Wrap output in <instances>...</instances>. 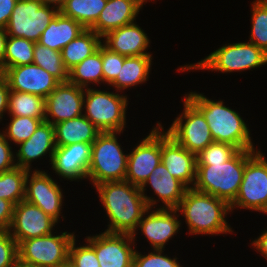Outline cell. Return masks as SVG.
I'll use <instances>...</instances> for the list:
<instances>
[{"mask_svg": "<svg viewBox=\"0 0 267 267\" xmlns=\"http://www.w3.org/2000/svg\"><path fill=\"white\" fill-rule=\"evenodd\" d=\"M151 62L152 55L126 57L119 74L109 85L115 87L118 92L143 84L149 77Z\"/></svg>", "mask_w": 267, "mask_h": 267, "instance_id": "4316f807", "label": "cell"}, {"mask_svg": "<svg viewBox=\"0 0 267 267\" xmlns=\"http://www.w3.org/2000/svg\"><path fill=\"white\" fill-rule=\"evenodd\" d=\"M8 114L10 116L45 118V99L30 93L10 90Z\"/></svg>", "mask_w": 267, "mask_h": 267, "instance_id": "4dcf8cb0", "label": "cell"}, {"mask_svg": "<svg viewBox=\"0 0 267 267\" xmlns=\"http://www.w3.org/2000/svg\"><path fill=\"white\" fill-rule=\"evenodd\" d=\"M95 188L110 221L105 232L130 234L135 241L138 223L149 209L140 187L122 180L103 182Z\"/></svg>", "mask_w": 267, "mask_h": 267, "instance_id": "6da1fadb", "label": "cell"}, {"mask_svg": "<svg viewBox=\"0 0 267 267\" xmlns=\"http://www.w3.org/2000/svg\"><path fill=\"white\" fill-rule=\"evenodd\" d=\"M267 64V53L250 42L223 45L198 63L188 64L179 71L193 69L214 70L222 73L250 70Z\"/></svg>", "mask_w": 267, "mask_h": 267, "instance_id": "8992f818", "label": "cell"}, {"mask_svg": "<svg viewBox=\"0 0 267 267\" xmlns=\"http://www.w3.org/2000/svg\"><path fill=\"white\" fill-rule=\"evenodd\" d=\"M18 145L20 148L15 154L16 167L31 171V162L41 158L48 152L51 162L56 149L54 125L43 121L28 140Z\"/></svg>", "mask_w": 267, "mask_h": 267, "instance_id": "603a6c76", "label": "cell"}, {"mask_svg": "<svg viewBox=\"0 0 267 267\" xmlns=\"http://www.w3.org/2000/svg\"><path fill=\"white\" fill-rule=\"evenodd\" d=\"M35 43L22 37L7 36L3 73L11 67L32 64Z\"/></svg>", "mask_w": 267, "mask_h": 267, "instance_id": "1f68e13d", "label": "cell"}, {"mask_svg": "<svg viewBox=\"0 0 267 267\" xmlns=\"http://www.w3.org/2000/svg\"><path fill=\"white\" fill-rule=\"evenodd\" d=\"M140 9L131 0H107L106 6L90 29L103 37L111 30L133 23Z\"/></svg>", "mask_w": 267, "mask_h": 267, "instance_id": "cb8c5ba5", "label": "cell"}, {"mask_svg": "<svg viewBox=\"0 0 267 267\" xmlns=\"http://www.w3.org/2000/svg\"><path fill=\"white\" fill-rule=\"evenodd\" d=\"M7 33L5 29L0 28V69L3 74V60L5 55V47L7 41Z\"/></svg>", "mask_w": 267, "mask_h": 267, "instance_id": "7dc6e473", "label": "cell"}, {"mask_svg": "<svg viewBox=\"0 0 267 267\" xmlns=\"http://www.w3.org/2000/svg\"><path fill=\"white\" fill-rule=\"evenodd\" d=\"M15 153L12 151L8 140L0 132V173L12 170L16 167Z\"/></svg>", "mask_w": 267, "mask_h": 267, "instance_id": "b9f144b4", "label": "cell"}, {"mask_svg": "<svg viewBox=\"0 0 267 267\" xmlns=\"http://www.w3.org/2000/svg\"><path fill=\"white\" fill-rule=\"evenodd\" d=\"M258 1H260L261 3L267 4V0H258Z\"/></svg>", "mask_w": 267, "mask_h": 267, "instance_id": "f5cc1de1", "label": "cell"}, {"mask_svg": "<svg viewBox=\"0 0 267 267\" xmlns=\"http://www.w3.org/2000/svg\"><path fill=\"white\" fill-rule=\"evenodd\" d=\"M17 0H0V28L5 29Z\"/></svg>", "mask_w": 267, "mask_h": 267, "instance_id": "ee69618b", "label": "cell"}, {"mask_svg": "<svg viewBox=\"0 0 267 267\" xmlns=\"http://www.w3.org/2000/svg\"><path fill=\"white\" fill-rule=\"evenodd\" d=\"M56 223L39 207L24 199L14 205L13 218L8 232L19 244L30 238L51 234Z\"/></svg>", "mask_w": 267, "mask_h": 267, "instance_id": "5bb4252c", "label": "cell"}, {"mask_svg": "<svg viewBox=\"0 0 267 267\" xmlns=\"http://www.w3.org/2000/svg\"><path fill=\"white\" fill-rule=\"evenodd\" d=\"M10 123L3 134L8 141L16 145L28 140L45 118L10 116Z\"/></svg>", "mask_w": 267, "mask_h": 267, "instance_id": "e575fe53", "label": "cell"}, {"mask_svg": "<svg viewBox=\"0 0 267 267\" xmlns=\"http://www.w3.org/2000/svg\"><path fill=\"white\" fill-rule=\"evenodd\" d=\"M238 151L235 146L214 141L196 155V162L197 165L225 163Z\"/></svg>", "mask_w": 267, "mask_h": 267, "instance_id": "8d00e7d4", "label": "cell"}, {"mask_svg": "<svg viewBox=\"0 0 267 267\" xmlns=\"http://www.w3.org/2000/svg\"><path fill=\"white\" fill-rule=\"evenodd\" d=\"M121 132H101L92 143L91 161L87 178L94 184L125 180L128 154H124L118 143Z\"/></svg>", "mask_w": 267, "mask_h": 267, "instance_id": "5b68a950", "label": "cell"}, {"mask_svg": "<svg viewBox=\"0 0 267 267\" xmlns=\"http://www.w3.org/2000/svg\"><path fill=\"white\" fill-rule=\"evenodd\" d=\"M14 204L0 198V232L9 230L13 218Z\"/></svg>", "mask_w": 267, "mask_h": 267, "instance_id": "7bdbcfd3", "label": "cell"}, {"mask_svg": "<svg viewBox=\"0 0 267 267\" xmlns=\"http://www.w3.org/2000/svg\"><path fill=\"white\" fill-rule=\"evenodd\" d=\"M59 267H77V266L70 258H68Z\"/></svg>", "mask_w": 267, "mask_h": 267, "instance_id": "681fc988", "label": "cell"}, {"mask_svg": "<svg viewBox=\"0 0 267 267\" xmlns=\"http://www.w3.org/2000/svg\"><path fill=\"white\" fill-rule=\"evenodd\" d=\"M9 92L8 82L2 76L0 78V120H2L3 114L8 111Z\"/></svg>", "mask_w": 267, "mask_h": 267, "instance_id": "f6af8a7d", "label": "cell"}, {"mask_svg": "<svg viewBox=\"0 0 267 267\" xmlns=\"http://www.w3.org/2000/svg\"><path fill=\"white\" fill-rule=\"evenodd\" d=\"M126 95L86 88L83 114L101 132H123L126 123Z\"/></svg>", "mask_w": 267, "mask_h": 267, "instance_id": "52a82bcc", "label": "cell"}, {"mask_svg": "<svg viewBox=\"0 0 267 267\" xmlns=\"http://www.w3.org/2000/svg\"><path fill=\"white\" fill-rule=\"evenodd\" d=\"M17 261V242L8 231L0 232V267H14Z\"/></svg>", "mask_w": 267, "mask_h": 267, "instance_id": "60d3db41", "label": "cell"}, {"mask_svg": "<svg viewBox=\"0 0 267 267\" xmlns=\"http://www.w3.org/2000/svg\"><path fill=\"white\" fill-rule=\"evenodd\" d=\"M33 63L42 67L60 82L68 81V70L65 68L61 51L50 49L36 42L34 46Z\"/></svg>", "mask_w": 267, "mask_h": 267, "instance_id": "836d02e7", "label": "cell"}, {"mask_svg": "<svg viewBox=\"0 0 267 267\" xmlns=\"http://www.w3.org/2000/svg\"><path fill=\"white\" fill-rule=\"evenodd\" d=\"M183 100V112L166 132L178 144L197 155L214 140L202 112L186 96Z\"/></svg>", "mask_w": 267, "mask_h": 267, "instance_id": "8fae6325", "label": "cell"}, {"mask_svg": "<svg viewBox=\"0 0 267 267\" xmlns=\"http://www.w3.org/2000/svg\"><path fill=\"white\" fill-rule=\"evenodd\" d=\"M163 250L154 249L148 255H142L135 251L133 257V267H181L177 258L171 259L162 255Z\"/></svg>", "mask_w": 267, "mask_h": 267, "instance_id": "74e56055", "label": "cell"}, {"mask_svg": "<svg viewBox=\"0 0 267 267\" xmlns=\"http://www.w3.org/2000/svg\"><path fill=\"white\" fill-rule=\"evenodd\" d=\"M250 43L267 53V4L258 0L252 2Z\"/></svg>", "mask_w": 267, "mask_h": 267, "instance_id": "d590c367", "label": "cell"}, {"mask_svg": "<svg viewBox=\"0 0 267 267\" xmlns=\"http://www.w3.org/2000/svg\"><path fill=\"white\" fill-rule=\"evenodd\" d=\"M39 1L42 2L44 5L53 4V6L60 9V7L65 3L66 0H39Z\"/></svg>", "mask_w": 267, "mask_h": 267, "instance_id": "c3c4849f", "label": "cell"}, {"mask_svg": "<svg viewBox=\"0 0 267 267\" xmlns=\"http://www.w3.org/2000/svg\"><path fill=\"white\" fill-rule=\"evenodd\" d=\"M74 233L47 234L30 238L18 244V260L37 267H59L69 258V249Z\"/></svg>", "mask_w": 267, "mask_h": 267, "instance_id": "ba28073f", "label": "cell"}, {"mask_svg": "<svg viewBox=\"0 0 267 267\" xmlns=\"http://www.w3.org/2000/svg\"><path fill=\"white\" fill-rule=\"evenodd\" d=\"M85 241L94 248L100 267H133L136 250L130 234L104 231L99 235L86 237Z\"/></svg>", "mask_w": 267, "mask_h": 267, "instance_id": "4fadbf2b", "label": "cell"}, {"mask_svg": "<svg viewBox=\"0 0 267 267\" xmlns=\"http://www.w3.org/2000/svg\"><path fill=\"white\" fill-rule=\"evenodd\" d=\"M14 267H37V266L28 265L18 260L17 263L14 265Z\"/></svg>", "mask_w": 267, "mask_h": 267, "instance_id": "f907efd6", "label": "cell"}, {"mask_svg": "<svg viewBox=\"0 0 267 267\" xmlns=\"http://www.w3.org/2000/svg\"><path fill=\"white\" fill-rule=\"evenodd\" d=\"M30 174L28 171L25 200L39 207L58 223L63 205L62 189L45 171L35 169Z\"/></svg>", "mask_w": 267, "mask_h": 267, "instance_id": "9a60e30c", "label": "cell"}, {"mask_svg": "<svg viewBox=\"0 0 267 267\" xmlns=\"http://www.w3.org/2000/svg\"><path fill=\"white\" fill-rule=\"evenodd\" d=\"M84 91L68 81L61 82L45 99L44 120L54 125L83 115Z\"/></svg>", "mask_w": 267, "mask_h": 267, "instance_id": "2e32d148", "label": "cell"}, {"mask_svg": "<svg viewBox=\"0 0 267 267\" xmlns=\"http://www.w3.org/2000/svg\"><path fill=\"white\" fill-rule=\"evenodd\" d=\"M125 58V56L109 50L102 44V71L104 82L110 84L117 77Z\"/></svg>", "mask_w": 267, "mask_h": 267, "instance_id": "ab89813d", "label": "cell"}, {"mask_svg": "<svg viewBox=\"0 0 267 267\" xmlns=\"http://www.w3.org/2000/svg\"><path fill=\"white\" fill-rule=\"evenodd\" d=\"M100 133L84 115L54 124L56 146L93 143Z\"/></svg>", "mask_w": 267, "mask_h": 267, "instance_id": "d4e9b609", "label": "cell"}, {"mask_svg": "<svg viewBox=\"0 0 267 267\" xmlns=\"http://www.w3.org/2000/svg\"><path fill=\"white\" fill-rule=\"evenodd\" d=\"M149 43L147 34L135 22L111 30L102 37L105 47L125 57L152 55L145 52Z\"/></svg>", "mask_w": 267, "mask_h": 267, "instance_id": "7402d4cb", "label": "cell"}, {"mask_svg": "<svg viewBox=\"0 0 267 267\" xmlns=\"http://www.w3.org/2000/svg\"><path fill=\"white\" fill-rule=\"evenodd\" d=\"M84 245L76 247L74 238L70 244L69 258L77 267H100L94 248L87 241Z\"/></svg>", "mask_w": 267, "mask_h": 267, "instance_id": "f35d334b", "label": "cell"}, {"mask_svg": "<svg viewBox=\"0 0 267 267\" xmlns=\"http://www.w3.org/2000/svg\"><path fill=\"white\" fill-rule=\"evenodd\" d=\"M104 84L102 71V44L98 50L91 56L85 58L78 65L68 71V82L82 87L88 88L90 83L98 85L101 82Z\"/></svg>", "mask_w": 267, "mask_h": 267, "instance_id": "f1b7e54d", "label": "cell"}, {"mask_svg": "<svg viewBox=\"0 0 267 267\" xmlns=\"http://www.w3.org/2000/svg\"><path fill=\"white\" fill-rule=\"evenodd\" d=\"M186 97L202 112L215 142L230 144L238 150H256L238 112L226 107L223 101L211 100L201 93L190 92Z\"/></svg>", "mask_w": 267, "mask_h": 267, "instance_id": "3957f363", "label": "cell"}, {"mask_svg": "<svg viewBox=\"0 0 267 267\" xmlns=\"http://www.w3.org/2000/svg\"><path fill=\"white\" fill-rule=\"evenodd\" d=\"M176 209L185 217L190 234L216 235L233 232L225 219L227 213L231 212L230 205L223 199L187 188Z\"/></svg>", "mask_w": 267, "mask_h": 267, "instance_id": "7a4b0ae2", "label": "cell"}, {"mask_svg": "<svg viewBox=\"0 0 267 267\" xmlns=\"http://www.w3.org/2000/svg\"><path fill=\"white\" fill-rule=\"evenodd\" d=\"M161 161L173 177L187 188H193L197 170L196 155L178 144L162 126Z\"/></svg>", "mask_w": 267, "mask_h": 267, "instance_id": "ac0fdd59", "label": "cell"}, {"mask_svg": "<svg viewBox=\"0 0 267 267\" xmlns=\"http://www.w3.org/2000/svg\"><path fill=\"white\" fill-rule=\"evenodd\" d=\"M3 77L10 90L30 93L44 99L61 83L34 63L8 68Z\"/></svg>", "mask_w": 267, "mask_h": 267, "instance_id": "e0dca14e", "label": "cell"}, {"mask_svg": "<svg viewBox=\"0 0 267 267\" xmlns=\"http://www.w3.org/2000/svg\"><path fill=\"white\" fill-rule=\"evenodd\" d=\"M252 246L267 259V230L263 231L257 239L253 240Z\"/></svg>", "mask_w": 267, "mask_h": 267, "instance_id": "bcb514c9", "label": "cell"}, {"mask_svg": "<svg viewBox=\"0 0 267 267\" xmlns=\"http://www.w3.org/2000/svg\"><path fill=\"white\" fill-rule=\"evenodd\" d=\"M147 184H149L152 190H154V194L158 197V200L162 201L164 206H160V208L164 209H176L179 206L180 201L183 199L185 191L187 190V187L181 181L173 177L168 172L162 161L158 166H156L151 175L140 187L149 209H153L156 206L155 204H157L159 201L154 200V197H148L144 193Z\"/></svg>", "mask_w": 267, "mask_h": 267, "instance_id": "ffe728a7", "label": "cell"}, {"mask_svg": "<svg viewBox=\"0 0 267 267\" xmlns=\"http://www.w3.org/2000/svg\"><path fill=\"white\" fill-rule=\"evenodd\" d=\"M133 1L135 4H137L140 8H142L144 3H147L148 0H131ZM152 1V0H151Z\"/></svg>", "mask_w": 267, "mask_h": 267, "instance_id": "816d5d0a", "label": "cell"}, {"mask_svg": "<svg viewBox=\"0 0 267 267\" xmlns=\"http://www.w3.org/2000/svg\"><path fill=\"white\" fill-rule=\"evenodd\" d=\"M102 37L91 29H85L75 39L70 41L62 50L61 56L65 68L69 71L85 58L96 52L102 44Z\"/></svg>", "mask_w": 267, "mask_h": 267, "instance_id": "83f0119b", "label": "cell"}, {"mask_svg": "<svg viewBox=\"0 0 267 267\" xmlns=\"http://www.w3.org/2000/svg\"><path fill=\"white\" fill-rule=\"evenodd\" d=\"M28 169L15 167L0 173V198L14 205L25 199V187Z\"/></svg>", "mask_w": 267, "mask_h": 267, "instance_id": "d6a6232c", "label": "cell"}, {"mask_svg": "<svg viewBox=\"0 0 267 267\" xmlns=\"http://www.w3.org/2000/svg\"><path fill=\"white\" fill-rule=\"evenodd\" d=\"M149 210L151 211V209H148L143 214L137 228H140L149 244L151 243L153 250H164L165 244L180 229L181 222L177 218L179 216L177 214L178 210L164 208H157L151 212Z\"/></svg>", "mask_w": 267, "mask_h": 267, "instance_id": "44dd1931", "label": "cell"}, {"mask_svg": "<svg viewBox=\"0 0 267 267\" xmlns=\"http://www.w3.org/2000/svg\"><path fill=\"white\" fill-rule=\"evenodd\" d=\"M3 76V74H2V71H1V69H0V78Z\"/></svg>", "mask_w": 267, "mask_h": 267, "instance_id": "db71d44e", "label": "cell"}, {"mask_svg": "<svg viewBox=\"0 0 267 267\" xmlns=\"http://www.w3.org/2000/svg\"><path fill=\"white\" fill-rule=\"evenodd\" d=\"M92 143H74L67 146H56L51 168L64 179L75 181L87 178L91 161Z\"/></svg>", "mask_w": 267, "mask_h": 267, "instance_id": "d6986e66", "label": "cell"}, {"mask_svg": "<svg viewBox=\"0 0 267 267\" xmlns=\"http://www.w3.org/2000/svg\"><path fill=\"white\" fill-rule=\"evenodd\" d=\"M161 162V124L157 126L128 154L125 180L141 187Z\"/></svg>", "mask_w": 267, "mask_h": 267, "instance_id": "7c38bea8", "label": "cell"}, {"mask_svg": "<svg viewBox=\"0 0 267 267\" xmlns=\"http://www.w3.org/2000/svg\"><path fill=\"white\" fill-rule=\"evenodd\" d=\"M255 150H239L225 163L197 165L193 188L225 200L229 205L238 195L247 158Z\"/></svg>", "mask_w": 267, "mask_h": 267, "instance_id": "277c9868", "label": "cell"}, {"mask_svg": "<svg viewBox=\"0 0 267 267\" xmlns=\"http://www.w3.org/2000/svg\"><path fill=\"white\" fill-rule=\"evenodd\" d=\"M84 30L85 28L79 22L58 12L41 34L38 43L50 49L61 51Z\"/></svg>", "mask_w": 267, "mask_h": 267, "instance_id": "484cf974", "label": "cell"}, {"mask_svg": "<svg viewBox=\"0 0 267 267\" xmlns=\"http://www.w3.org/2000/svg\"><path fill=\"white\" fill-rule=\"evenodd\" d=\"M236 207L267 214V160L259 150L247 158L238 195L230 204L231 212Z\"/></svg>", "mask_w": 267, "mask_h": 267, "instance_id": "9c48e42d", "label": "cell"}, {"mask_svg": "<svg viewBox=\"0 0 267 267\" xmlns=\"http://www.w3.org/2000/svg\"><path fill=\"white\" fill-rule=\"evenodd\" d=\"M58 12L57 7L44 5L39 0H17L6 33L36 43Z\"/></svg>", "mask_w": 267, "mask_h": 267, "instance_id": "30bf717a", "label": "cell"}, {"mask_svg": "<svg viewBox=\"0 0 267 267\" xmlns=\"http://www.w3.org/2000/svg\"><path fill=\"white\" fill-rule=\"evenodd\" d=\"M107 0H66L59 12L90 29L97 21Z\"/></svg>", "mask_w": 267, "mask_h": 267, "instance_id": "f546056e", "label": "cell"}]
</instances>
